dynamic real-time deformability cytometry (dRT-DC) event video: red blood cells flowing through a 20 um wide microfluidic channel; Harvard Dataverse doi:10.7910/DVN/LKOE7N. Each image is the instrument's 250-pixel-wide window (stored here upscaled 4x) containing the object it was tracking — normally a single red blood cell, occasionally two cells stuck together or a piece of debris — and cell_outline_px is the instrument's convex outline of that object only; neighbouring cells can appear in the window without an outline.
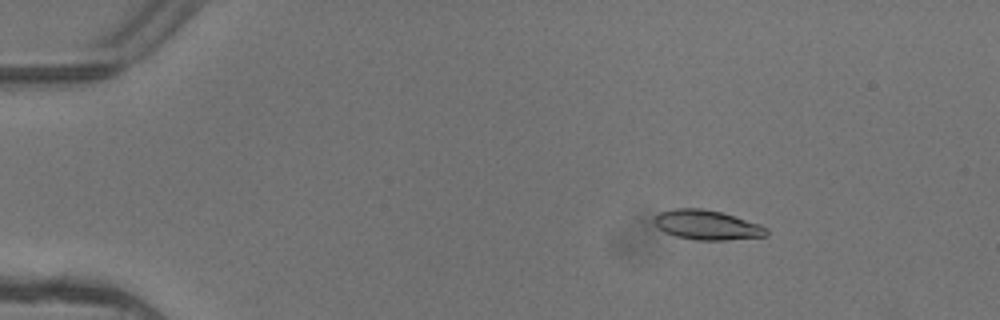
{"species": "common noctule bat (a hibernating species)", "species_latin": "Nyctalus noctula", "temperature_condition": "warm", "stored_images_in_passage": 4, "camera_frame_rate_fps": 3000, "um_per_image_px": 0.085, "animal": {"sex": "female"}, "frame": {"image": 1, "passage_image": 2, "time_ms": 0.333, "image_size_px": [1000, 320], "cell_outline_px": [[768, 236], [728, 240], [696, 240], [676, 236], [664, 232], [652, 220], [660, 212], [672, 208], [700, 208], [720, 212], [760, 224], [768, 228]], "centroid_in_image_um": [60.11, 19.13], "position_along_channel_um": 24.9, "area_um2": 19.36}}